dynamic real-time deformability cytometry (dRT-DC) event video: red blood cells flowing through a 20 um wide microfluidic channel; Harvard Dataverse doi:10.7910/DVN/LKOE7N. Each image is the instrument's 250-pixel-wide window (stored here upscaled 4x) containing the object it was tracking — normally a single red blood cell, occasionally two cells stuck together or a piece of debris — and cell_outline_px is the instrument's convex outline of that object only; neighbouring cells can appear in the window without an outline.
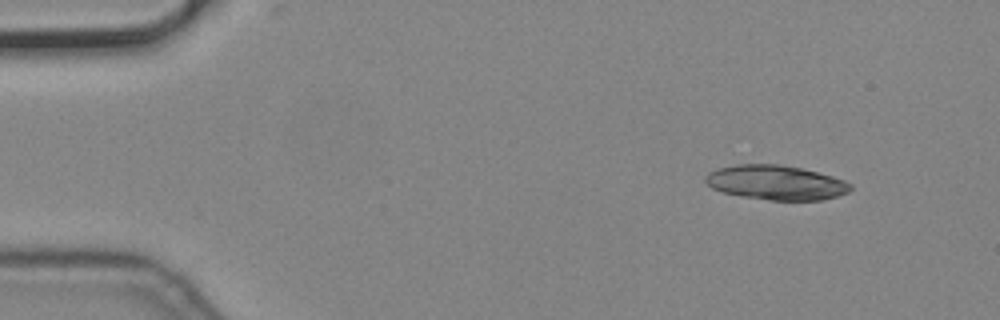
{"species": "common noctule bat (a hibernating species)", "species_latin": "Nyctalus noctula", "temperature_condition": "cold", "stored_images_in_passage": 3, "camera_frame_rate_fps": 3000, "um_per_image_px": 0.085, "animal": {"sex": "male", "body_mass_g": 19.2, "forearm_length_mm": 51.8}, "frame": {"image": 1, "passage_image": 1, "time_ms": 0.0, "image_size_px": [1000, 320], "cell_outline_px": [[852, 188], [848, 192], [836, 196], [820, 200], [772, 200], [740, 196], [724, 192], [712, 188], [704, 180], [704, 176], [708, 172], [716, 168], [736, 164], [780, 164], [800, 168], [832, 176], [844, 180], [852, 184]], "centroid_in_image_um": [65.93, 15.51], "position_along_channel_um": 19.1, "area_um2": 29.19}}